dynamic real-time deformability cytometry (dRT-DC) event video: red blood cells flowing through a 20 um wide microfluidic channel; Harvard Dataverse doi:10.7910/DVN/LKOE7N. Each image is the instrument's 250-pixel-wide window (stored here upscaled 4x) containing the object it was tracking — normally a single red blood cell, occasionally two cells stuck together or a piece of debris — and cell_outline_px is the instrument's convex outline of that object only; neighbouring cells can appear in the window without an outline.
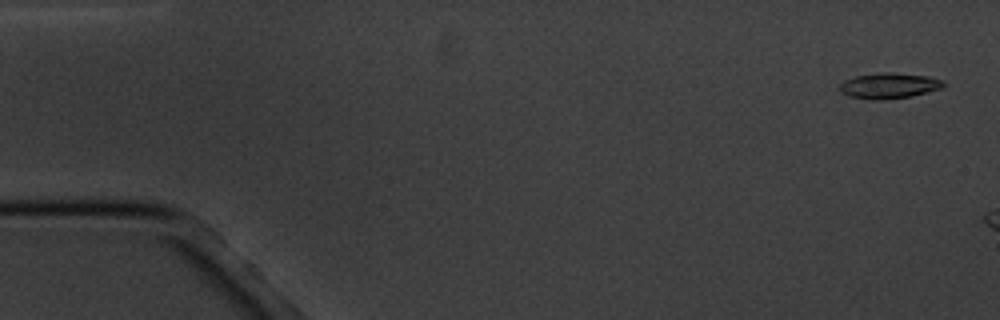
{"species": "common noctule bat (a hibernating species)", "species_latin": "Nyctalus noctula", "temperature_condition": "cold", "stored_images_in_passage": 3, "camera_frame_rate_fps": 3000, "um_per_image_px": 0.085, "animal": {"sex": "male", "body_mass_g": 20.1, "forearm_length_mm": 53.5}, "frame": {"image": 1, "passage_image": 1, "time_ms": 0.0, "image_size_px": [1000, 320], "cell_outline_px": [[944, 84], [940, 88], [912, 96], [880, 100], [876, 100], [852, 96], [840, 92], [840, 84], [844, 80], [856, 76], [884, 72], [892, 72], [928, 76], [944, 80]], "centroid_in_image_um": [75.57, 7.27], "position_along_channel_um": 9.4, "area_um2": 15.26}}